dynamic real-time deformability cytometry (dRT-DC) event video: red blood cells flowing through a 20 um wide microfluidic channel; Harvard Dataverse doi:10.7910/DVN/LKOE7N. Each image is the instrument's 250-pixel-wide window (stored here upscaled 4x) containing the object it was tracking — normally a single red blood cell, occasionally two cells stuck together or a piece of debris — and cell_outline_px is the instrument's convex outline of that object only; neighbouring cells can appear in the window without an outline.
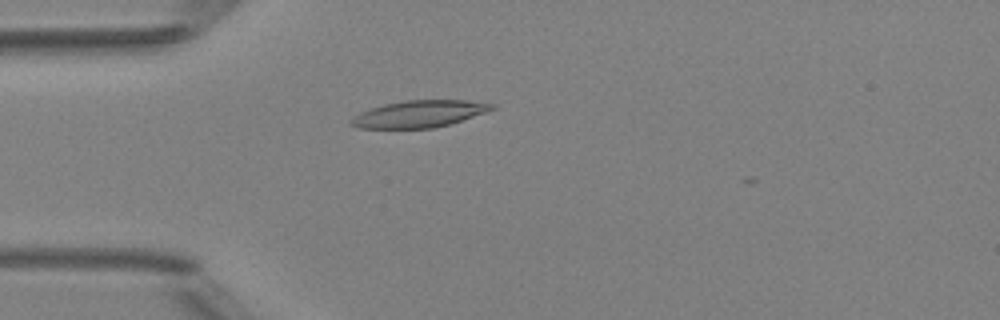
{"species": "Egyptian fruit bat (a non-hibernating species)", "species_latin": "Rousettus aegyptiacus", "temperature_condition": "room temperature", "stored_images_in_passage": 4, "camera_frame_rate_fps": 3000, "um_per_image_px": 0.085, "animal": {"sex": "female"}, "frame": {"image": 1, "passage_image": 4, "time_ms": 3.333, "image_size_px": [1000, 320], "cell_outline_px": [[496, 108], [448, 124], [432, 128], [360, 128], [348, 124], [348, 120], [352, 116], [360, 112], [384, 104], [404, 100], [464, 100], [496, 104]], "centroid_in_image_um": [35.56, 9.68], "position_along_channel_um": 49.4, "area_um2": 21.91}}